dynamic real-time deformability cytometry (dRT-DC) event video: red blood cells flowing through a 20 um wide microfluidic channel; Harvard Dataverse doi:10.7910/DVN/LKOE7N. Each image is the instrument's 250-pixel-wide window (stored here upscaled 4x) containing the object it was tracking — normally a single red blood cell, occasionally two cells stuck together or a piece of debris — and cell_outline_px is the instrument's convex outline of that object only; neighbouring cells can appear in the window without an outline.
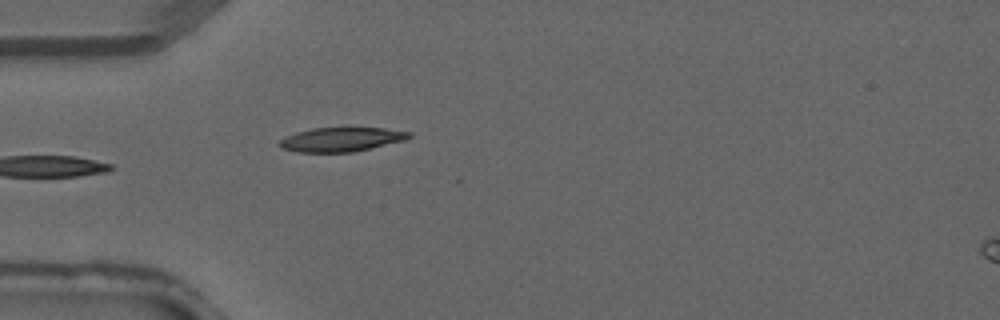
{"species": "common noctule bat (a hibernating species)", "species_latin": "Nyctalus noctula", "temperature_condition": "warm", "stored_images_in_passage": 3, "camera_frame_rate_fps": 3000, "um_per_image_px": 0.085, "animal": {"sex": "male", "forearm_length_mm": 52.5}, "frame": {"image": 1, "passage_image": 3, "time_ms": 0.667, "image_size_px": [1000, 320], "cell_outline_px": [[412, 136], [404, 140], [352, 152], [296, 152], [284, 148], [276, 144], [280, 140], [296, 132], [312, 128], [348, 124], [384, 128], [412, 132]], "centroid_in_image_um": [29.03, 11.79], "position_along_channel_um": 56.0, "area_um2": 19.07}}